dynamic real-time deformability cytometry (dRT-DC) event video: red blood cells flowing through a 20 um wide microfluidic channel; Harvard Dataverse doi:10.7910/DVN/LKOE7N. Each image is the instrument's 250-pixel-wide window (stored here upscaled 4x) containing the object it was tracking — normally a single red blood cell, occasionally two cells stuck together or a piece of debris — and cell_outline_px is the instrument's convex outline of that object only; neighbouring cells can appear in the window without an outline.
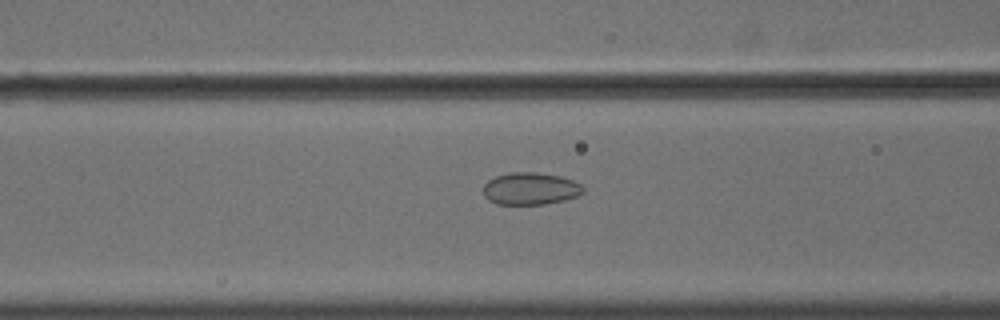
{"species": "common noctule bat (a hibernating species)", "species_latin": "Nyctalus noctula", "temperature_condition": "cold", "stored_images_in_passage": 56, "camera_frame_rate_fps": 3000, "um_per_image_px": 0.085, "animal": {"sex": "male", "body_mass_g": 18.8}, "frame": {"image": 1, "passage_image": 24, "time_ms": 7.667, "image_size_px": [1000, 320], "cell_outline_px": [[584, 192], [580, 196], [564, 200], [544, 204], [496, 204], [488, 200], [484, 196], [484, 184], [488, 180], [496, 176], [512, 172], [536, 172], [560, 176], [572, 180], [580, 184], [584, 188]], "centroid_in_image_um": [45.1, 16.04], "position_along_channel_um": 121.5, "area_um2": 18.84}}
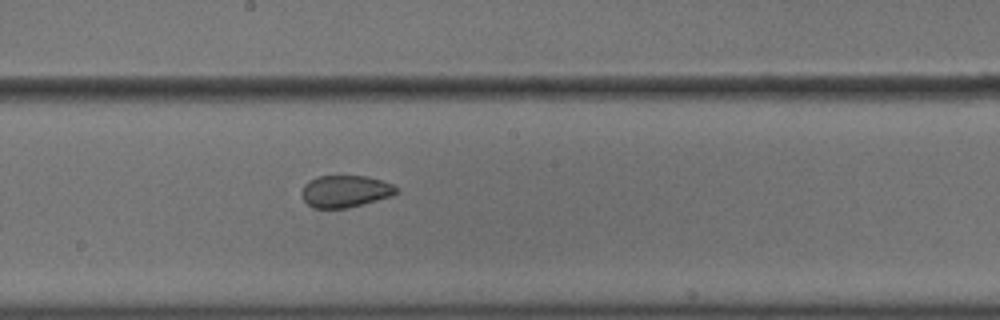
{"frame": {"image": 2, "passage_image": 32, "time_ms": 10.333, "image_size_px": [1000, 320], "cell_outline_px": [[400, 192], [392, 196], [348, 208], [312, 208], [304, 200], [300, 192], [304, 184], [320, 176], [364, 176], [380, 180], [392, 184], [400, 188]], "centroid_in_image_um": [29.37, 16.27], "position_along_channel_um": 218.8, "area_um2": 17.69}}
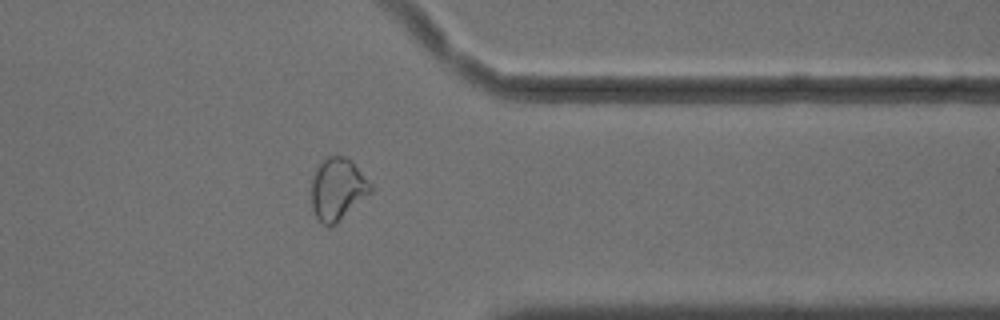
{"frame": {"image": 3, "passage_image": 46, "time_ms": 15.0, "image_size_px": [1000, 320], "cell_outline_px": [[372, 192], [336, 224], [328, 228], [320, 224], [312, 208], [312, 176], [316, 164], [324, 156], [344, 156], [352, 160], [372, 184]], "centroid_in_image_um": [28.68, 16.06], "position_along_channel_um": 382.7, "area_um2": 22.02}, "authors_computed_cell_mechanics": {"area_um2": 21.964, "velocity_mm_per_s": 3.6339, "shape_relaxation_time_tau1_ms": null, "shape_relaxation_time_tau2_ms": 1.6817, "deformation_change_tau1": null, "deformation_change_tau2": 0.0536}}